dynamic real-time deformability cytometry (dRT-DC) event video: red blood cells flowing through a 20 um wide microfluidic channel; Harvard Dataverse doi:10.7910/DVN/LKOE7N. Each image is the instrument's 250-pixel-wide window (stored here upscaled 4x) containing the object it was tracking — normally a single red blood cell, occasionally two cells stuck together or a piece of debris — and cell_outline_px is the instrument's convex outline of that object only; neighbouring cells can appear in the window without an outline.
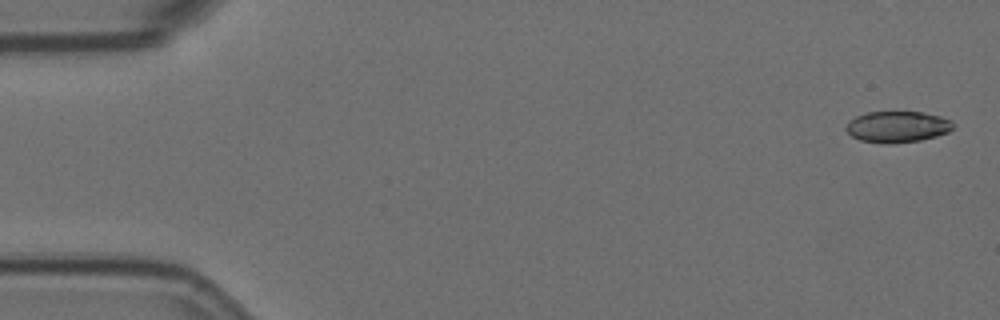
{"species": "Egyptian fruit bat (a non-hibernating species)", "species_latin": "Rousettus aegyptiacus", "temperature_condition": "room temperature", "stored_images_in_passage": 5, "camera_frame_rate_fps": 3000, "um_per_image_px": 0.085, "animal": {"sex": "female"}, "frame": {"image": 1, "passage_image": 1, "time_ms": 0.0, "image_size_px": [1000, 320], "cell_outline_px": [[956, 124], [948, 132], [936, 136], [920, 140], [896, 144], [892, 144], [860, 140], [852, 136], [844, 128], [848, 120], [856, 116], [868, 112], [920, 112], [940, 116], [952, 120]], "centroid_in_image_um": [76.28, 10.77], "position_along_channel_um": 8.7, "area_um2": 19.59}}